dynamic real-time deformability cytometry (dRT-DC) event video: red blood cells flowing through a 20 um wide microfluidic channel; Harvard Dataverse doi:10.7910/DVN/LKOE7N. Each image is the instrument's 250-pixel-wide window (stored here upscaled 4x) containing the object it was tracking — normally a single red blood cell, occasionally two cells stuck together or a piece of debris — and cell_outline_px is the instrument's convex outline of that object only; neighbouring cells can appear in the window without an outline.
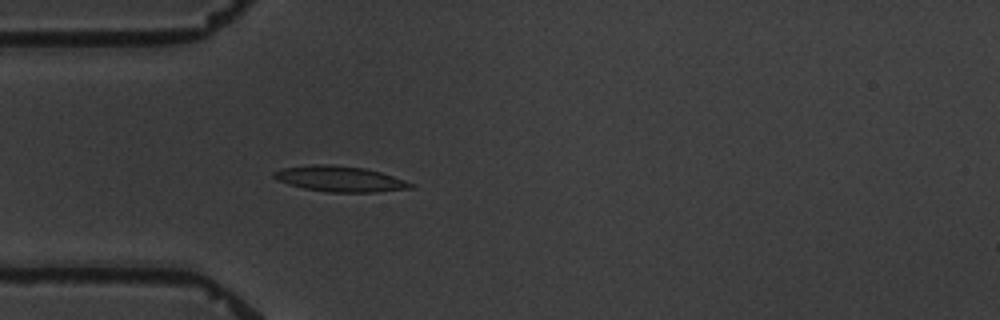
{"species": "common noctule bat (a hibernating species)", "species_latin": "Nyctalus noctula", "temperature_condition": "warm", "stored_images_in_passage": 5, "camera_frame_rate_fps": 3000, "um_per_image_px": 0.085, "animal": {"sex": "male", "body_mass_g": 19.5, "forearm_length_mm": 54.6}, "frame": {"image": 1, "passage_image": 5, "time_ms": 5.0, "image_size_px": [1000, 320], "cell_outline_px": [[416, 188], [376, 192], [328, 192], [304, 188], [288, 184], [276, 180], [272, 176], [272, 172], [284, 168], [312, 164], [328, 164], [364, 168], [380, 172], [416, 184]], "centroid_in_image_um": [28.9, 15.21], "position_along_channel_um": 56.1, "area_um2": 20.46}}